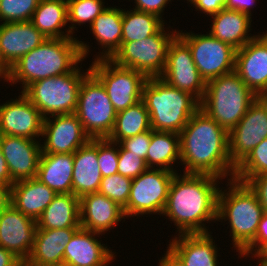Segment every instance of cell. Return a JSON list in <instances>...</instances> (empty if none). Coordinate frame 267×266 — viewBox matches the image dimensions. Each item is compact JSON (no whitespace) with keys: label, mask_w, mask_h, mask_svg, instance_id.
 Returning a JSON list of instances; mask_svg holds the SVG:
<instances>
[{"label":"cell","mask_w":267,"mask_h":266,"mask_svg":"<svg viewBox=\"0 0 267 266\" xmlns=\"http://www.w3.org/2000/svg\"><path fill=\"white\" fill-rule=\"evenodd\" d=\"M168 85L203 100L206 82L193 61L189 46L177 35L169 45L165 69L160 76Z\"/></svg>","instance_id":"13"},{"label":"cell","mask_w":267,"mask_h":266,"mask_svg":"<svg viewBox=\"0 0 267 266\" xmlns=\"http://www.w3.org/2000/svg\"><path fill=\"white\" fill-rule=\"evenodd\" d=\"M151 140V130L137 134L127 139H123L119 144L127 151L146 160V155L149 150Z\"/></svg>","instance_id":"41"},{"label":"cell","mask_w":267,"mask_h":266,"mask_svg":"<svg viewBox=\"0 0 267 266\" xmlns=\"http://www.w3.org/2000/svg\"><path fill=\"white\" fill-rule=\"evenodd\" d=\"M178 36L189 46L193 61L206 83L235 71L236 49L230 44L216 39L210 33L199 35L178 31Z\"/></svg>","instance_id":"12"},{"label":"cell","mask_w":267,"mask_h":266,"mask_svg":"<svg viewBox=\"0 0 267 266\" xmlns=\"http://www.w3.org/2000/svg\"><path fill=\"white\" fill-rule=\"evenodd\" d=\"M119 157L117 171L122 176L134 179L148 169L146 161L137 155L125 150L119 144Z\"/></svg>","instance_id":"40"},{"label":"cell","mask_w":267,"mask_h":266,"mask_svg":"<svg viewBox=\"0 0 267 266\" xmlns=\"http://www.w3.org/2000/svg\"><path fill=\"white\" fill-rule=\"evenodd\" d=\"M219 180L206 174L175 173L162 215L175 223L178 234L208 233L203 223L217 221Z\"/></svg>","instance_id":"2"},{"label":"cell","mask_w":267,"mask_h":266,"mask_svg":"<svg viewBox=\"0 0 267 266\" xmlns=\"http://www.w3.org/2000/svg\"><path fill=\"white\" fill-rule=\"evenodd\" d=\"M190 4L195 6L200 12L206 13L211 16L218 13L225 8L227 0H187Z\"/></svg>","instance_id":"45"},{"label":"cell","mask_w":267,"mask_h":266,"mask_svg":"<svg viewBox=\"0 0 267 266\" xmlns=\"http://www.w3.org/2000/svg\"><path fill=\"white\" fill-rule=\"evenodd\" d=\"M16 266H33V265H30L26 260H22Z\"/></svg>","instance_id":"54"},{"label":"cell","mask_w":267,"mask_h":266,"mask_svg":"<svg viewBox=\"0 0 267 266\" xmlns=\"http://www.w3.org/2000/svg\"><path fill=\"white\" fill-rule=\"evenodd\" d=\"M99 233L80 228L65 245L63 263L73 266H107L115 256L96 236Z\"/></svg>","instance_id":"22"},{"label":"cell","mask_w":267,"mask_h":266,"mask_svg":"<svg viewBox=\"0 0 267 266\" xmlns=\"http://www.w3.org/2000/svg\"><path fill=\"white\" fill-rule=\"evenodd\" d=\"M213 22L209 33L218 40L240 49L256 35L249 36L251 17L237 10L223 8L211 15Z\"/></svg>","instance_id":"27"},{"label":"cell","mask_w":267,"mask_h":266,"mask_svg":"<svg viewBox=\"0 0 267 266\" xmlns=\"http://www.w3.org/2000/svg\"><path fill=\"white\" fill-rule=\"evenodd\" d=\"M258 98L261 100V102L266 106L267 108V90L262 91L259 95Z\"/></svg>","instance_id":"53"},{"label":"cell","mask_w":267,"mask_h":266,"mask_svg":"<svg viewBox=\"0 0 267 266\" xmlns=\"http://www.w3.org/2000/svg\"><path fill=\"white\" fill-rule=\"evenodd\" d=\"M103 0H67L68 4V21L70 34L73 35L74 24L83 25L89 22L90 26L94 19L107 7L104 6ZM74 26V27H73Z\"/></svg>","instance_id":"36"},{"label":"cell","mask_w":267,"mask_h":266,"mask_svg":"<svg viewBox=\"0 0 267 266\" xmlns=\"http://www.w3.org/2000/svg\"><path fill=\"white\" fill-rule=\"evenodd\" d=\"M164 29L143 40L121 42V47L110 60L119 66L136 70L147 78L160 77L166 66L169 45L178 35L176 30L169 33Z\"/></svg>","instance_id":"9"},{"label":"cell","mask_w":267,"mask_h":266,"mask_svg":"<svg viewBox=\"0 0 267 266\" xmlns=\"http://www.w3.org/2000/svg\"><path fill=\"white\" fill-rule=\"evenodd\" d=\"M180 155V134L151 129V140L145 160L148 168H154L156 165L157 169L176 173L172 165L180 160Z\"/></svg>","instance_id":"32"},{"label":"cell","mask_w":267,"mask_h":266,"mask_svg":"<svg viewBox=\"0 0 267 266\" xmlns=\"http://www.w3.org/2000/svg\"><path fill=\"white\" fill-rule=\"evenodd\" d=\"M73 153L41 154L36 177L57 194H72Z\"/></svg>","instance_id":"28"},{"label":"cell","mask_w":267,"mask_h":266,"mask_svg":"<svg viewBox=\"0 0 267 266\" xmlns=\"http://www.w3.org/2000/svg\"><path fill=\"white\" fill-rule=\"evenodd\" d=\"M45 36L31 21L0 24V59L10 69L21 57L38 47Z\"/></svg>","instance_id":"20"},{"label":"cell","mask_w":267,"mask_h":266,"mask_svg":"<svg viewBox=\"0 0 267 266\" xmlns=\"http://www.w3.org/2000/svg\"><path fill=\"white\" fill-rule=\"evenodd\" d=\"M89 45L76 38H46L9 69L8 81L22 82V91L31 83L70 73L89 54Z\"/></svg>","instance_id":"3"},{"label":"cell","mask_w":267,"mask_h":266,"mask_svg":"<svg viewBox=\"0 0 267 266\" xmlns=\"http://www.w3.org/2000/svg\"><path fill=\"white\" fill-rule=\"evenodd\" d=\"M229 155L237 166L264 138H267V108L257 98L244 117L228 133Z\"/></svg>","instance_id":"14"},{"label":"cell","mask_w":267,"mask_h":266,"mask_svg":"<svg viewBox=\"0 0 267 266\" xmlns=\"http://www.w3.org/2000/svg\"><path fill=\"white\" fill-rule=\"evenodd\" d=\"M267 242V213H264L259 222L255 238L239 253L240 258L250 256Z\"/></svg>","instance_id":"42"},{"label":"cell","mask_w":267,"mask_h":266,"mask_svg":"<svg viewBox=\"0 0 267 266\" xmlns=\"http://www.w3.org/2000/svg\"><path fill=\"white\" fill-rule=\"evenodd\" d=\"M57 193L37 178L16 181L11 186V202L17 210L34 219L40 217Z\"/></svg>","instance_id":"26"},{"label":"cell","mask_w":267,"mask_h":266,"mask_svg":"<svg viewBox=\"0 0 267 266\" xmlns=\"http://www.w3.org/2000/svg\"><path fill=\"white\" fill-rule=\"evenodd\" d=\"M142 100L149 112L152 130L180 134L200 102L190 93L168 85L160 77L148 78Z\"/></svg>","instance_id":"4"},{"label":"cell","mask_w":267,"mask_h":266,"mask_svg":"<svg viewBox=\"0 0 267 266\" xmlns=\"http://www.w3.org/2000/svg\"><path fill=\"white\" fill-rule=\"evenodd\" d=\"M82 73L76 66L70 73L35 81L20 93L32 102L44 119L48 115L75 113L79 89L90 68Z\"/></svg>","instance_id":"7"},{"label":"cell","mask_w":267,"mask_h":266,"mask_svg":"<svg viewBox=\"0 0 267 266\" xmlns=\"http://www.w3.org/2000/svg\"><path fill=\"white\" fill-rule=\"evenodd\" d=\"M169 248L186 266H218L217 245L210 233L177 234Z\"/></svg>","instance_id":"25"},{"label":"cell","mask_w":267,"mask_h":266,"mask_svg":"<svg viewBox=\"0 0 267 266\" xmlns=\"http://www.w3.org/2000/svg\"><path fill=\"white\" fill-rule=\"evenodd\" d=\"M57 266H73V265L66 264V263H61V264H58Z\"/></svg>","instance_id":"55"},{"label":"cell","mask_w":267,"mask_h":266,"mask_svg":"<svg viewBox=\"0 0 267 266\" xmlns=\"http://www.w3.org/2000/svg\"><path fill=\"white\" fill-rule=\"evenodd\" d=\"M254 257H258V266H261L263 263L267 262V242L264 243L255 253Z\"/></svg>","instance_id":"51"},{"label":"cell","mask_w":267,"mask_h":266,"mask_svg":"<svg viewBox=\"0 0 267 266\" xmlns=\"http://www.w3.org/2000/svg\"><path fill=\"white\" fill-rule=\"evenodd\" d=\"M40 0H0V21H31Z\"/></svg>","instance_id":"38"},{"label":"cell","mask_w":267,"mask_h":266,"mask_svg":"<svg viewBox=\"0 0 267 266\" xmlns=\"http://www.w3.org/2000/svg\"><path fill=\"white\" fill-rule=\"evenodd\" d=\"M51 117L43 122L42 137L46 139L41 144V154L74 153L91 139L75 113Z\"/></svg>","instance_id":"15"},{"label":"cell","mask_w":267,"mask_h":266,"mask_svg":"<svg viewBox=\"0 0 267 266\" xmlns=\"http://www.w3.org/2000/svg\"><path fill=\"white\" fill-rule=\"evenodd\" d=\"M36 221L9 204L0 212V246L26 260L33 248Z\"/></svg>","instance_id":"17"},{"label":"cell","mask_w":267,"mask_h":266,"mask_svg":"<svg viewBox=\"0 0 267 266\" xmlns=\"http://www.w3.org/2000/svg\"><path fill=\"white\" fill-rule=\"evenodd\" d=\"M151 130L149 112L141 99L127 109L117 112L115 125L108 139L119 143L123 139Z\"/></svg>","instance_id":"33"},{"label":"cell","mask_w":267,"mask_h":266,"mask_svg":"<svg viewBox=\"0 0 267 266\" xmlns=\"http://www.w3.org/2000/svg\"><path fill=\"white\" fill-rule=\"evenodd\" d=\"M263 35L265 36V38L267 39V31L264 33L263 32Z\"/></svg>","instance_id":"56"},{"label":"cell","mask_w":267,"mask_h":266,"mask_svg":"<svg viewBox=\"0 0 267 266\" xmlns=\"http://www.w3.org/2000/svg\"><path fill=\"white\" fill-rule=\"evenodd\" d=\"M163 21L152 13L123 10L122 42L139 41L157 34L165 26Z\"/></svg>","instance_id":"34"},{"label":"cell","mask_w":267,"mask_h":266,"mask_svg":"<svg viewBox=\"0 0 267 266\" xmlns=\"http://www.w3.org/2000/svg\"><path fill=\"white\" fill-rule=\"evenodd\" d=\"M261 266H267V262L263 263Z\"/></svg>","instance_id":"57"},{"label":"cell","mask_w":267,"mask_h":266,"mask_svg":"<svg viewBox=\"0 0 267 266\" xmlns=\"http://www.w3.org/2000/svg\"><path fill=\"white\" fill-rule=\"evenodd\" d=\"M136 3V7L134 10L152 13L162 18L161 13H163L165 6L171 0H134Z\"/></svg>","instance_id":"44"},{"label":"cell","mask_w":267,"mask_h":266,"mask_svg":"<svg viewBox=\"0 0 267 266\" xmlns=\"http://www.w3.org/2000/svg\"><path fill=\"white\" fill-rule=\"evenodd\" d=\"M267 173V138H264L236 167L235 180L246 183L251 177Z\"/></svg>","instance_id":"35"},{"label":"cell","mask_w":267,"mask_h":266,"mask_svg":"<svg viewBox=\"0 0 267 266\" xmlns=\"http://www.w3.org/2000/svg\"><path fill=\"white\" fill-rule=\"evenodd\" d=\"M21 261L13 252L0 246V266H16Z\"/></svg>","instance_id":"47"},{"label":"cell","mask_w":267,"mask_h":266,"mask_svg":"<svg viewBox=\"0 0 267 266\" xmlns=\"http://www.w3.org/2000/svg\"><path fill=\"white\" fill-rule=\"evenodd\" d=\"M44 117L22 93L0 105L1 135L20 136L29 139L42 137Z\"/></svg>","instance_id":"16"},{"label":"cell","mask_w":267,"mask_h":266,"mask_svg":"<svg viewBox=\"0 0 267 266\" xmlns=\"http://www.w3.org/2000/svg\"><path fill=\"white\" fill-rule=\"evenodd\" d=\"M257 0H227L225 8L230 10H237L248 14L251 17V7Z\"/></svg>","instance_id":"46"},{"label":"cell","mask_w":267,"mask_h":266,"mask_svg":"<svg viewBox=\"0 0 267 266\" xmlns=\"http://www.w3.org/2000/svg\"><path fill=\"white\" fill-rule=\"evenodd\" d=\"M72 194L79 199L99 190L102 174L98 164L97 138L90 139L74 153Z\"/></svg>","instance_id":"23"},{"label":"cell","mask_w":267,"mask_h":266,"mask_svg":"<svg viewBox=\"0 0 267 266\" xmlns=\"http://www.w3.org/2000/svg\"><path fill=\"white\" fill-rule=\"evenodd\" d=\"M0 183L9 185L10 187L15 183L9 174L6 160L0 149Z\"/></svg>","instance_id":"49"},{"label":"cell","mask_w":267,"mask_h":266,"mask_svg":"<svg viewBox=\"0 0 267 266\" xmlns=\"http://www.w3.org/2000/svg\"><path fill=\"white\" fill-rule=\"evenodd\" d=\"M84 132L91 138H108L116 114L102 83L90 72L82 81L75 111Z\"/></svg>","instance_id":"8"},{"label":"cell","mask_w":267,"mask_h":266,"mask_svg":"<svg viewBox=\"0 0 267 266\" xmlns=\"http://www.w3.org/2000/svg\"><path fill=\"white\" fill-rule=\"evenodd\" d=\"M31 22L45 38L73 37L69 30L65 32L61 30L68 24L67 0H40Z\"/></svg>","instance_id":"31"},{"label":"cell","mask_w":267,"mask_h":266,"mask_svg":"<svg viewBox=\"0 0 267 266\" xmlns=\"http://www.w3.org/2000/svg\"><path fill=\"white\" fill-rule=\"evenodd\" d=\"M97 156L102 177L118 173L119 143L97 138Z\"/></svg>","instance_id":"39"},{"label":"cell","mask_w":267,"mask_h":266,"mask_svg":"<svg viewBox=\"0 0 267 266\" xmlns=\"http://www.w3.org/2000/svg\"><path fill=\"white\" fill-rule=\"evenodd\" d=\"M124 217L123 208L99 192L80 198V226L85 230L102 234Z\"/></svg>","instance_id":"21"},{"label":"cell","mask_w":267,"mask_h":266,"mask_svg":"<svg viewBox=\"0 0 267 266\" xmlns=\"http://www.w3.org/2000/svg\"><path fill=\"white\" fill-rule=\"evenodd\" d=\"M167 251L159 260V266H186L184 262L169 248L167 247Z\"/></svg>","instance_id":"48"},{"label":"cell","mask_w":267,"mask_h":266,"mask_svg":"<svg viewBox=\"0 0 267 266\" xmlns=\"http://www.w3.org/2000/svg\"><path fill=\"white\" fill-rule=\"evenodd\" d=\"M123 9L107 7L89 26L95 39L104 49L95 59H110L121 47Z\"/></svg>","instance_id":"30"},{"label":"cell","mask_w":267,"mask_h":266,"mask_svg":"<svg viewBox=\"0 0 267 266\" xmlns=\"http://www.w3.org/2000/svg\"><path fill=\"white\" fill-rule=\"evenodd\" d=\"M36 225L39 229L81 228L80 199L73 194H57Z\"/></svg>","instance_id":"29"},{"label":"cell","mask_w":267,"mask_h":266,"mask_svg":"<svg viewBox=\"0 0 267 266\" xmlns=\"http://www.w3.org/2000/svg\"><path fill=\"white\" fill-rule=\"evenodd\" d=\"M11 202V187L0 183V212Z\"/></svg>","instance_id":"50"},{"label":"cell","mask_w":267,"mask_h":266,"mask_svg":"<svg viewBox=\"0 0 267 266\" xmlns=\"http://www.w3.org/2000/svg\"><path fill=\"white\" fill-rule=\"evenodd\" d=\"M39 142L20 136L1 135L0 149L14 182L36 177L42 153Z\"/></svg>","instance_id":"18"},{"label":"cell","mask_w":267,"mask_h":266,"mask_svg":"<svg viewBox=\"0 0 267 266\" xmlns=\"http://www.w3.org/2000/svg\"><path fill=\"white\" fill-rule=\"evenodd\" d=\"M180 147L184 173L234 178L236 166L229 155L228 132L201 108L180 132Z\"/></svg>","instance_id":"1"},{"label":"cell","mask_w":267,"mask_h":266,"mask_svg":"<svg viewBox=\"0 0 267 266\" xmlns=\"http://www.w3.org/2000/svg\"><path fill=\"white\" fill-rule=\"evenodd\" d=\"M246 184L257 195L264 213H267V173L251 177Z\"/></svg>","instance_id":"43"},{"label":"cell","mask_w":267,"mask_h":266,"mask_svg":"<svg viewBox=\"0 0 267 266\" xmlns=\"http://www.w3.org/2000/svg\"><path fill=\"white\" fill-rule=\"evenodd\" d=\"M235 72L257 96L267 90V39L263 34L236 50Z\"/></svg>","instance_id":"19"},{"label":"cell","mask_w":267,"mask_h":266,"mask_svg":"<svg viewBox=\"0 0 267 266\" xmlns=\"http://www.w3.org/2000/svg\"><path fill=\"white\" fill-rule=\"evenodd\" d=\"M89 68L104 86L116 112L142 99L143 86L148 79L144 74L119 66L110 59H94Z\"/></svg>","instance_id":"10"},{"label":"cell","mask_w":267,"mask_h":266,"mask_svg":"<svg viewBox=\"0 0 267 266\" xmlns=\"http://www.w3.org/2000/svg\"><path fill=\"white\" fill-rule=\"evenodd\" d=\"M79 229L37 228L33 248L26 261L33 266H57L63 263L65 245Z\"/></svg>","instance_id":"24"},{"label":"cell","mask_w":267,"mask_h":266,"mask_svg":"<svg viewBox=\"0 0 267 266\" xmlns=\"http://www.w3.org/2000/svg\"><path fill=\"white\" fill-rule=\"evenodd\" d=\"M132 180L120 173L103 177L98 192L124 208L129 200Z\"/></svg>","instance_id":"37"},{"label":"cell","mask_w":267,"mask_h":266,"mask_svg":"<svg viewBox=\"0 0 267 266\" xmlns=\"http://www.w3.org/2000/svg\"><path fill=\"white\" fill-rule=\"evenodd\" d=\"M9 69L2 63L0 59V78H4V81H6L8 76Z\"/></svg>","instance_id":"52"},{"label":"cell","mask_w":267,"mask_h":266,"mask_svg":"<svg viewBox=\"0 0 267 266\" xmlns=\"http://www.w3.org/2000/svg\"><path fill=\"white\" fill-rule=\"evenodd\" d=\"M257 98L233 71L206 83L200 108L229 133Z\"/></svg>","instance_id":"6"},{"label":"cell","mask_w":267,"mask_h":266,"mask_svg":"<svg viewBox=\"0 0 267 266\" xmlns=\"http://www.w3.org/2000/svg\"><path fill=\"white\" fill-rule=\"evenodd\" d=\"M175 172L148 168L132 180L129 200L123 208L125 217L157 213L165 209Z\"/></svg>","instance_id":"11"},{"label":"cell","mask_w":267,"mask_h":266,"mask_svg":"<svg viewBox=\"0 0 267 266\" xmlns=\"http://www.w3.org/2000/svg\"><path fill=\"white\" fill-rule=\"evenodd\" d=\"M229 181V190L218 192L217 221L229 220L233 247L239 254L255 238L264 210L246 183Z\"/></svg>","instance_id":"5"}]
</instances>
